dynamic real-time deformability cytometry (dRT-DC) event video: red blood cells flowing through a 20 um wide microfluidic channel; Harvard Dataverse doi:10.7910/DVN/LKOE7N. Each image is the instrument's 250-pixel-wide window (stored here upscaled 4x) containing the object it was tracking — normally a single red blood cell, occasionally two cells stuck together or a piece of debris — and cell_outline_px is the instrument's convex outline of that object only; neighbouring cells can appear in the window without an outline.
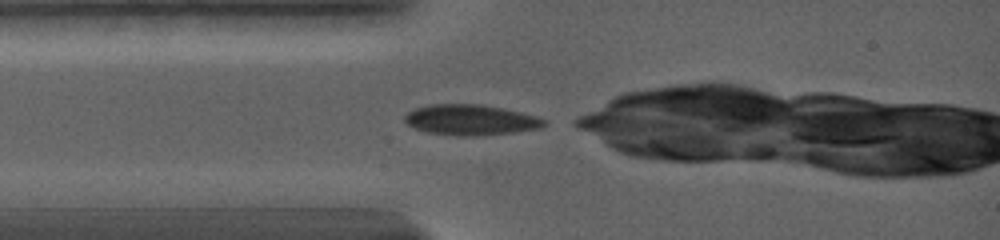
{"species": "common noctule bat (a hibernating species)", "species_latin": "Nyctalus noctula", "temperature_condition": "warm", "stored_images_in_passage": 27, "camera_frame_rate_fps": 5000, "um_per_image_px": 0.085, "animal": {"sex": "female", "body_mass_g": 19.0, "forearm_length_mm": 56.7}, "frame": {"image": 1, "passage_image": 1, "time_ms": 0.0, "image_size_px": [1000, 240], "cell_outline_px": [[548, 124], [544, 128], [480, 136], [456, 136], [428, 132], [416, 128], [408, 124], [404, 120], [404, 116], [412, 108], [432, 104], [484, 104], [504, 108], [536, 116], [548, 120]], "centroid_in_image_um": [40.05, 10.19], "position_along_channel_um": 45.0, "area_um2": 25.14}}
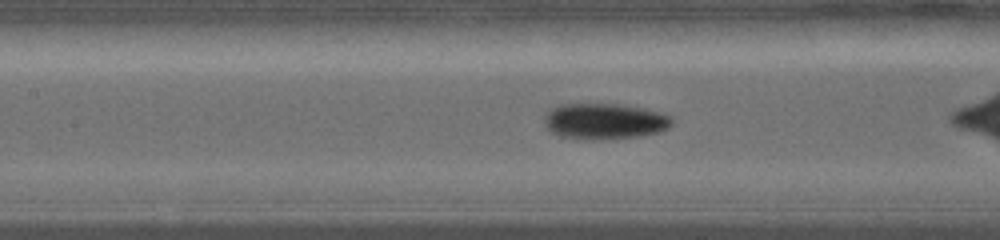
{"frame": {"image": 2, "passage_image": 9, "time_ms": 3.0, "image_size_px": [1000, 240], "cell_outline_px": [[672, 124], [668, 128], [660, 132], [640, 136], [596, 140], [580, 140], [560, 136], [552, 132], [544, 124], [544, 116], [556, 104], [624, 104], [644, 108], [660, 112], [672, 116]], "centroid_in_image_um": [51.39, 10.31], "position_along_channel_um": 156.0, "area_um2": 27.11}}
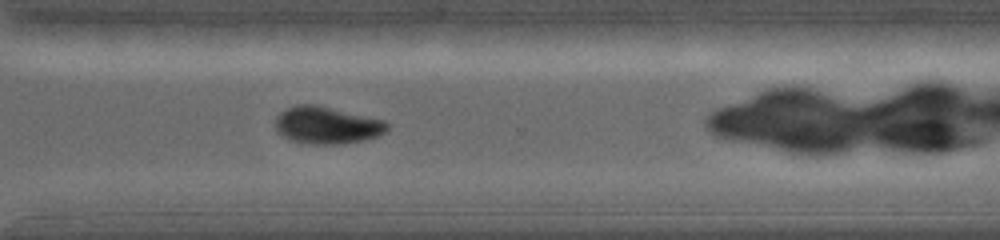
{"frame": {"image": 3, "passage_image": 20, "time_ms": 8.0, "image_size_px": [1000, 240], "cell_outline_px": [[388, 128], [384, 132], [376, 136], [364, 140], [344, 144], [312, 144], [292, 140], [276, 132], [276, 116], [280, 112], [296, 104], [316, 104], [384, 120], [388, 124]], "centroid_in_image_um": [27.77, 10.64], "position_along_channel_um": 342.8, "area_um2": 24.16}}